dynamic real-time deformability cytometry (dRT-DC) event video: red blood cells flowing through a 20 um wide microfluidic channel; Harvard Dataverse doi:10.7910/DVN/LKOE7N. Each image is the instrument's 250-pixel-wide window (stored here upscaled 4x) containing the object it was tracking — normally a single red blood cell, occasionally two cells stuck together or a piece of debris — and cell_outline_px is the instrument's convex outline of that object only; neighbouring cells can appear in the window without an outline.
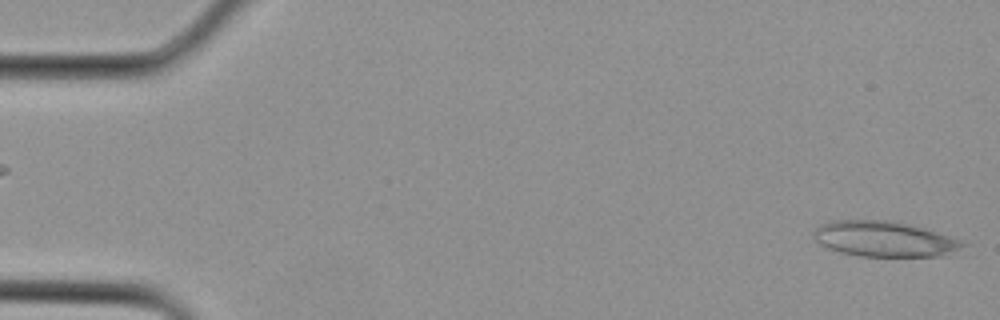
{"species": "Egyptian fruit bat (a non-hibernating species)", "species_latin": "Rousettus aegyptiacus", "temperature_condition": "cold", "stored_images_in_passage": 3, "camera_frame_rate_fps": 3000, "um_per_image_px": 0.085, "animal": {"sex": "female"}, "frame": {"image": 1, "passage_image": 1, "time_ms": 0.0, "image_size_px": [1000, 320], "cell_outline_px": [[968, 244], [936, 256], [860, 256], [840, 252], [828, 248], [820, 244], [816, 240], [812, 232], [820, 224], [832, 220], [888, 220], [924, 228], [960, 240]], "centroid_in_image_um": [75.06, 20.3], "position_along_channel_um": 9.9, "area_um2": 30.23}}